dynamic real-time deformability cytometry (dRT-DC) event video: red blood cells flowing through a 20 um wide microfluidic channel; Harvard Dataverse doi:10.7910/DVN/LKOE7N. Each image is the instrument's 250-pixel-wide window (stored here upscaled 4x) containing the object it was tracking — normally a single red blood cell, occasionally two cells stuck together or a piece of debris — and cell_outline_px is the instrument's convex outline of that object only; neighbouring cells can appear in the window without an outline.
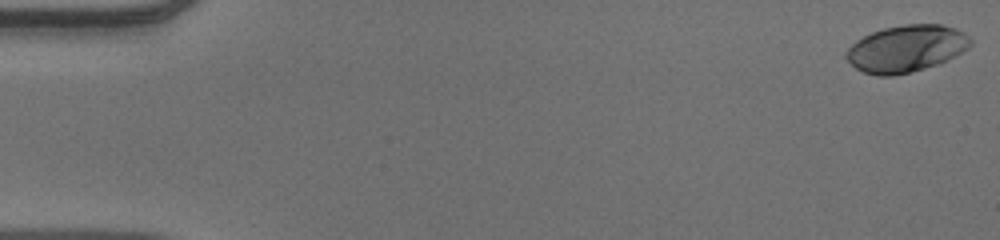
{"species": "human", "species_latin": "Homo sapiens", "temperature_condition": "warm", "stored_images_in_passage": 53, "camera_frame_rate_fps": 3000, "um_per_image_px": 0.085, "donor": {"sex": "male"}, "frame": {"image": 1, "passage_image": 1, "time_ms": 0.0, "image_size_px": [1000, 240], "cell_outline_px": [[972, 44], [968, 48], [940, 64], [912, 72], [892, 76], [876, 76], [864, 72], [856, 68], [844, 56], [844, 52], [856, 40], [872, 32], [884, 28], [904, 24], [940, 24], [956, 28], [964, 32], [972, 40]], "centroid_in_image_um": [77.03, 4.13], "position_along_channel_um": 8.0, "area_um2": 34.16}}
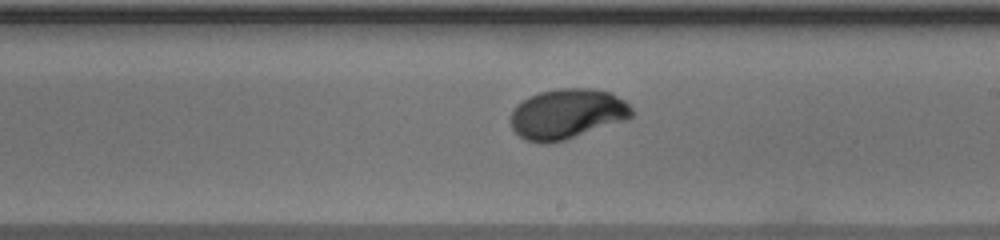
{"frame": {"image": 2, "passage_image": 31, "time_ms": 10.0, "image_size_px": [1000, 240], "cell_outline_px": [[632, 116], [624, 120], [564, 140], [548, 144], [540, 144], [524, 140], [512, 128], [512, 108], [516, 104], [528, 96], [540, 92], [556, 88], [588, 88], [612, 92], [624, 100], [632, 108]], "centroid_in_image_um": [48.17, 9.67], "position_along_channel_um": 240.8, "area_um2": 35.37}}
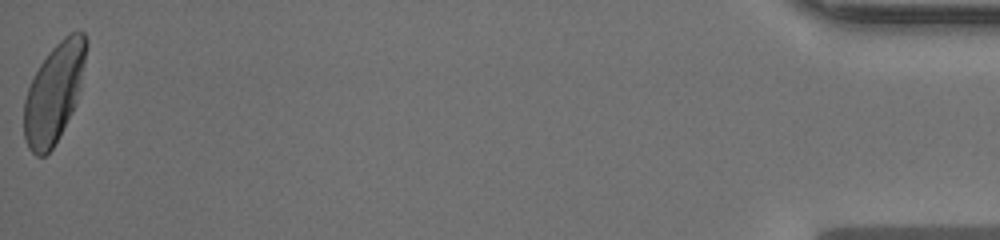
{"frame": {"image": 3, "passage_image": 53, "time_ms": 17.333, "image_size_px": [1000, 240], "cell_outline_px": [[88, 44], [80, 84], [72, 112], [52, 148], [44, 156], [36, 156], [28, 148], [24, 136], [24, 100], [28, 88], [40, 64], [48, 52], [64, 36], [72, 32], [84, 32], [88, 40]], "centroid_in_image_um": [4.58, 7.88], "position_along_channel_um": 430.6, "area_um2": 35.32}, "authors_computed_cell_mechanics": {"area_um2": 34.3332, "velocity_mm_per_s": 3.9107, "shape_relaxation_time_tau1_ms": 2.8525, "shape_relaxation_time_tau2_ms": null, "deformation_change_tau1": 0.174, "deformation_change_tau2": null}}